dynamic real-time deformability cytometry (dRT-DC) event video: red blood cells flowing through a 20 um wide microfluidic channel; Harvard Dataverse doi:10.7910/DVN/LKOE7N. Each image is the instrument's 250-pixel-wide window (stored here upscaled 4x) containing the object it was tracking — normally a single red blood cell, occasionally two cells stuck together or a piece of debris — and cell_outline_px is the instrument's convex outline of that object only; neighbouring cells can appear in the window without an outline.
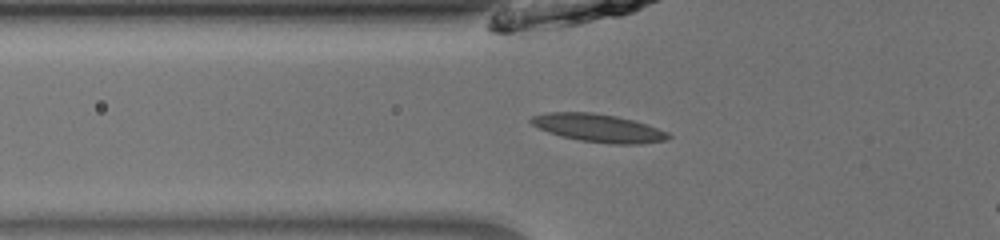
{"species": "common noctule bat (a hibernating species)", "species_latin": "Nyctalus noctula", "temperature_condition": "room temperature", "stored_images_in_passage": 50, "camera_frame_rate_fps": 3000, "um_per_image_px": 0.085, "animal": {"sex": "male", "body_mass_g": 13.0, "forearm_length_mm": 53.1}, "frame": {"image": 1, "passage_image": 21, "time_ms": 6.667, "image_size_px": [1000, 240], "cell_outline_px": [[672, 136], [668, 140], [640, 144], [612, 144], [580, 140], [560, 136], [548, 132], [532, 124], [528, 120], [532, 116], [548, 112], [592, 112], [616, 116], [632, 120], [668, 132]], "centroid_in_image_um": [50.86, 10.88], "position_along_channel_um": 74.9, "area_um2": 22.31}}
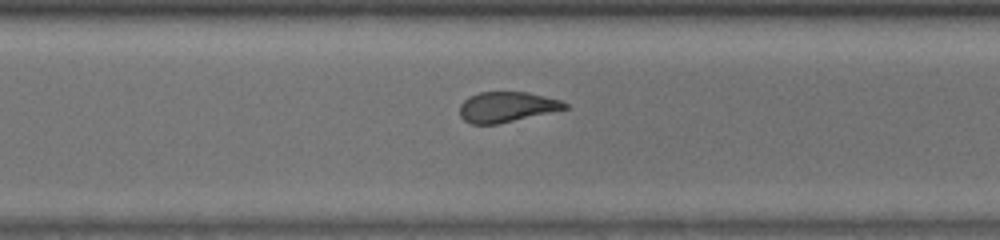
{"frame": {"image": 2, "passage_image": 40, "time_ms": 13.0, "image_size_px": [1000, 240], "cell_outline_px": [[568, 108], [496, 124], [472, 124], [464, 120], [460, 116], [460, 104], [468, 96], [480, 92], [528, 92], [560, 100], [568, 104]], "centroid_in_image_um": [43.04, 9.08], "position_along_channel_um": 327.6, "area_um2": 18.38}}
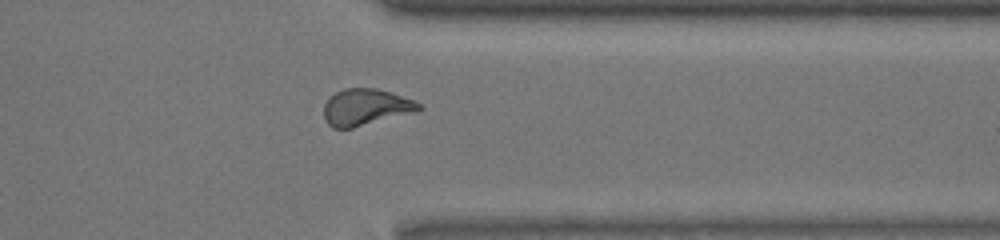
{"frame": {"image": 3, "passage_image": 44, "time_ms": 14.333, "image_size_px": [1000, 240], "cell_outline_px": [[424, 108], [416, 112], [352, 128], [332, 128], [324, 120], [324, 104], [336, 92], [344, 88], [376, 88], [412, 100], [420, 104]], "centroid_in_image_um": [31.07, 9.12], "position_along_channel_um": 380.3, "area_um2": 20.06}}